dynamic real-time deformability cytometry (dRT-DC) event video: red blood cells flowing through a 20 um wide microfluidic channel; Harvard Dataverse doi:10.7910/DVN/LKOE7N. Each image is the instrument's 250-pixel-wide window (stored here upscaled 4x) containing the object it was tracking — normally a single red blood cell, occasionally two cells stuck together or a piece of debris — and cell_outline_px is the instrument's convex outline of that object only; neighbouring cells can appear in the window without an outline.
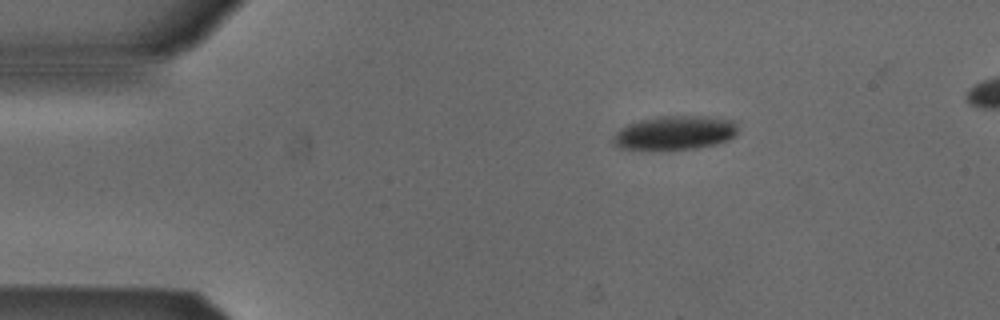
{"species": "Egyptian fruit bat (a non-hibernating species)", "species_latin": "Rousettus aegyptiacus", "temperature_condition": "cold", "stored_images_in_passage": 21, "camera_frame_rate_fps": 3000, "um_per_image_px": 0.085, "animal": {"sex": "male"}, "frame": {"image": 1, "passage_image": 1, "time_ms": 0.0, "image_size_px": [1000, 320], "cell_outline_px": [[736, 136], [728, 140], [716, 144], [696, 148], [620, 148], [612, 144], [612, 136], [620, 128], [628, 124], [640, 120], [660, 116], [708, 116], [732, 120], [736, 124]], "centroid_in_image_um": [57.37, 11.26], "position_along_channel_um": 27.6, "area_um2": 24.33}}
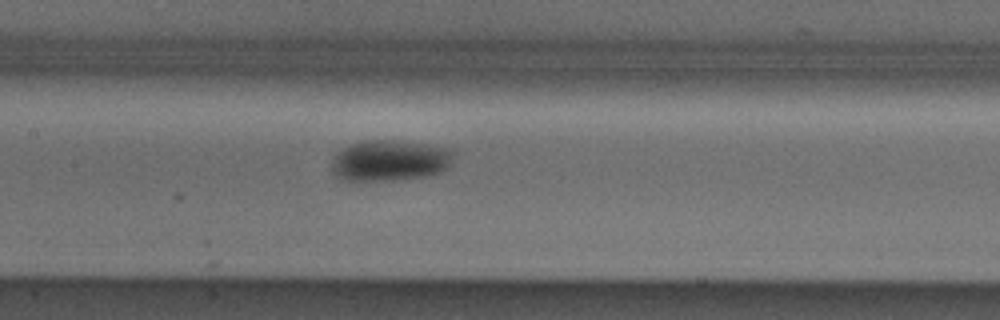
{"frame": {"image": 2, "passage_image": 17, "time_ms": 5.333, "image_size_px": [1000, 320], "cell_outline_px": [[452, 164], [444, 172], [428, 176], [396, 180], [344, 180], [336, 176], [332, 172], [332, 160], [336, 152], [352, 144], [364, 140], [396, 140], [428, 144], [452, 148]], "centroid_in_image_um": [33.18, 13.64], "position_along_channel_um": 174.2, "area_um2": 29.48}}
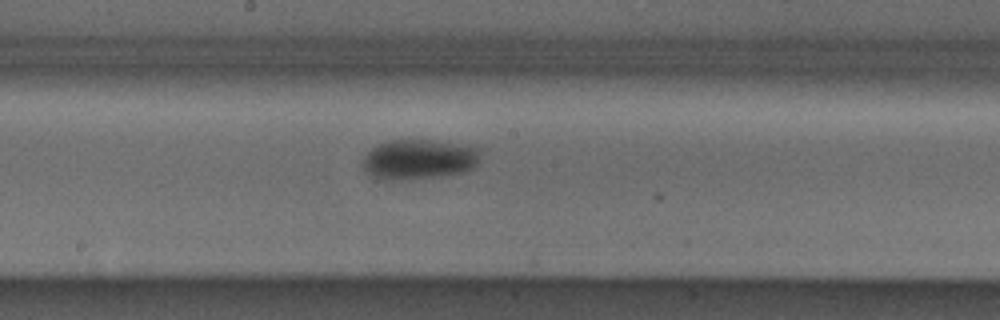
{"frame": {"image": 3, "passage_image": 20, "time_ms": 6.333, "image_size_px": [1000, 320], "cell_outline_px": [[480, 160], [468, 172], [448, 176], [412, 180], [376, 180], [364, 168], [364, 156], [376, 144], [392, 140], [432, 140], [480, 148]], "centroid_in_image_um": [35.63, 13.58], "position_along_channel_um": 212.6, "area_um2": 27.92}}